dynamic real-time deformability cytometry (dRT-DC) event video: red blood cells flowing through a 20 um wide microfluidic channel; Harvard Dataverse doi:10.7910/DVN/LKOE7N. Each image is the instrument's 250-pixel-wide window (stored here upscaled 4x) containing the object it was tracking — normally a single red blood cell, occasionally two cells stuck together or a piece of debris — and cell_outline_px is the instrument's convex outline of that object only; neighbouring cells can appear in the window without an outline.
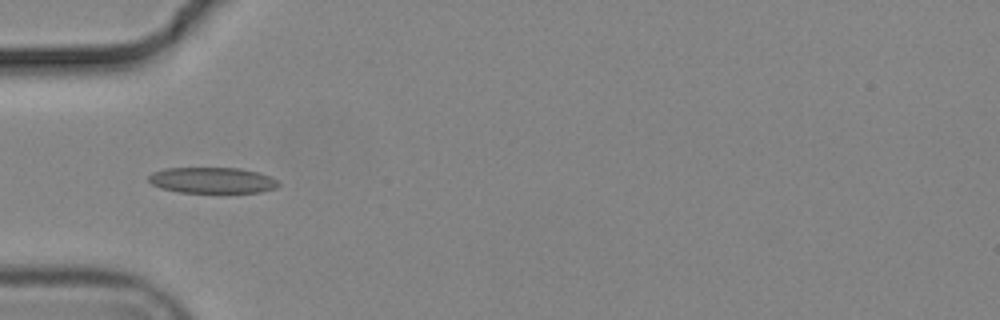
{"species": "common noctule bat (a hibernating species)", "species_latin": "Nyctalus noctula", "temperature_condition": "cold", "stored_images_in_passage": 29, "camera_frame_rate_fps": 3000, "um_per_image_px": 0.085, "animal": {"sex": "male", "body_mass_g": 19.2, "forearm_length_mm": 51.8}, "frame": {"image": 1, "passage_image": 1, "time_ms": 0.0, "image_size_px": [1000, 320], "cell_outline_px": [[280, 184], [276, 188], [260, 192], [180, 192], [160, 188], [152, 184], [148, 180], [148, 176], [152, 172], [164, 168], [240, 168], [260, 172], [272, 176], [280, 180]], "centroid_in_image_um": [18.08, 15.31], "position_along_channel_um": 66.9, "area_um2": 19.83}}
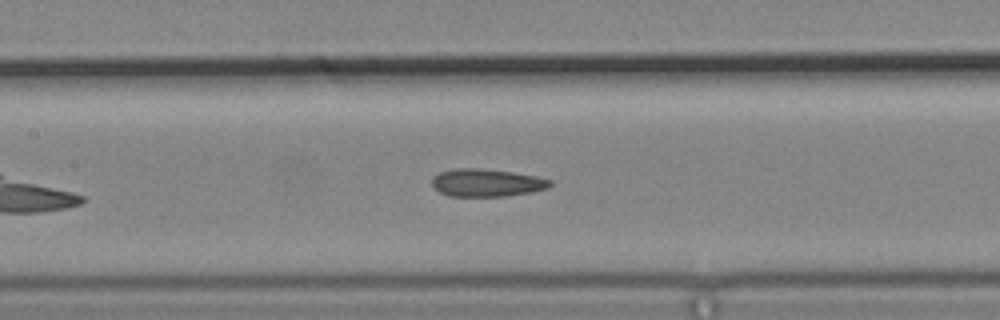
{"frame": {"image": 2, "passage_image": 9, "time_ms": 2.667, "image_size_px": [1000, 320], "cell_outline_px": [[552, 184], [548, 188], [532, 192], [504, 196], [448, 196], [440, 192], [432, 184], [432, 176], [440, 172], [456, 168], [480, 168], [512, 172], [536, 176], [552, 180]], "centroid_in_image_um": [41.37, 15.53], "position_along_channel_um": 166.0, "area_um2": 19.07}}
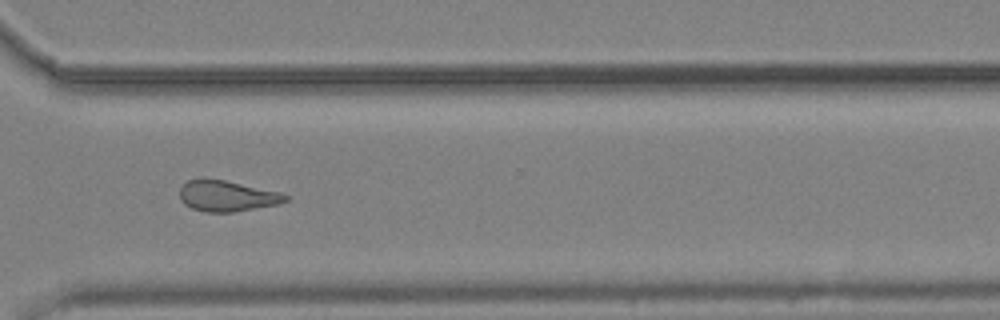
{"frame": {"image": 3, "passage_image": 24, "time_ms": 7.667, "image_size_px": [1000, 320], "cell_outline_px": [[288, 200], [280, 204], [232, 212], [204, 212], [192, 208], [184, 204], [180, 200], [180, 188], [188, 180], [204, 176], [224, 180], [280, 192], [288, 196]], "centroid_in_image_um": [19.26, 16.64], "position_along_channel_um": 351.3, "area_um2": 19.25}, "authors_computed_cell_mechanics": {"area_um2": 19.074, "velocity_mm_per_s": 3.715, "shape_relaxation_time_tau1_ms": null, "shape_relaxation_time_tau2_ms": 3.9567, "deformation_change_tau1": null, "deformation_change_tau2": 0.1224}}